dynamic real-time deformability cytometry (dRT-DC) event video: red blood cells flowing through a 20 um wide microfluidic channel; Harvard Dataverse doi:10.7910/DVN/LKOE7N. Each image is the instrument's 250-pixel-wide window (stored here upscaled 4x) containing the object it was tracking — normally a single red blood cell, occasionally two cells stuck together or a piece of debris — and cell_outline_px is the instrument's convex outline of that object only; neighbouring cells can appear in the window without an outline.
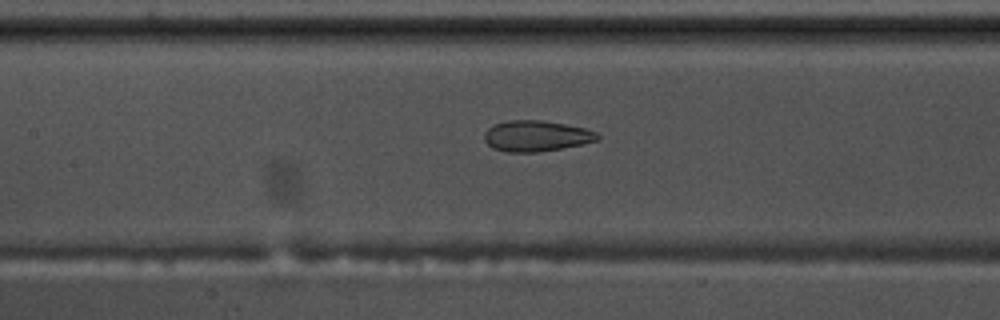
{"species": "common noctule bat (a hibernating species)", "species_latin": "Nyctalus noctula", "temperature_condition": "warm", "stored_images_in_passage": 35, "camera_frame_rate_fps": 3000, "um_per_image_px": 0.085, "animal": {"sex": "male", "body_mass_g": 17.5, "forearm_length_mm": 52.3}, "frame": {"image": 1, "passage_image": 9, "time_ms": 2.667, "image_size_px": [1000, 320], "cell_outline_px": [[600, 136], [596, 140], [584, 144], [540, 152], [508, 152], [492, 148], [484, 140], [484, 132], [488, 128], [496, 124], [508, 120], [540, 120], [564, 124], [584, 128], [596, 132]], "centroid_in_image_um": [45.56, 11.56], "position_along_channel_um": 161.8, "area_um2": 20.29}}
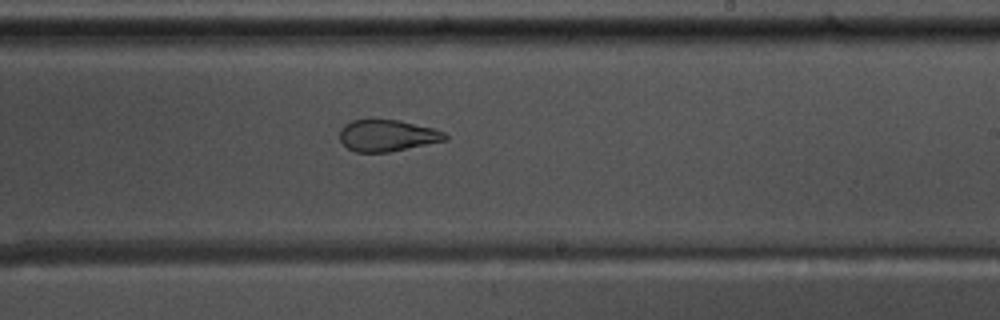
{"frame": {"image": 2, "passage_image": 17, "time_ms": 5.333, "image_size_px": [1000, 320], "cell_outline_px": [[448, 140], [388, 152], [356, 152], [348, 148], [340, 140], [340, 128], [344, 124], [352, 120], [396, 120], [432, 128], [444, 132], [448, 136]], "centroid_in_image_um": [32.9, 11.53], "position_along_channel_um": 256.1, "area_um2": 19.19}}
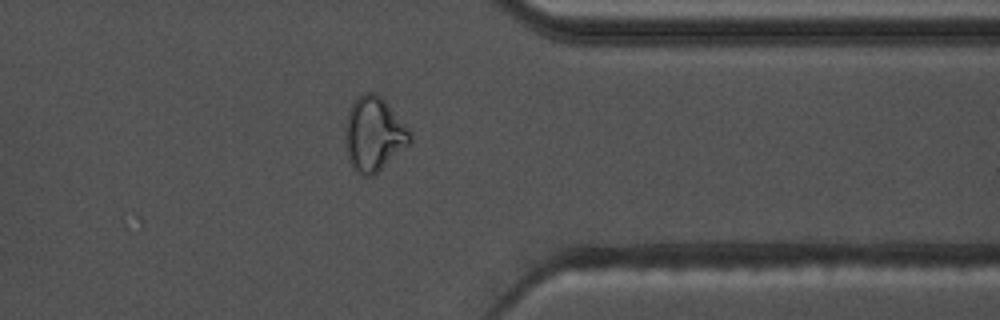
{"frame": {"image": 3, "passage_image": 28, "time_ms": 9.0, "image_size_px": [1000, 320], "cell_outline_px": [[412, 140], [408, 144], [372, 176], [360, 176], [352, 168], [344, 144], [344, 124], [348, 112], [352, 104], [364, 92], [376, 92], [384, 100], [412, 132]], "centroid_in_image_um": [31.73, 11.4], "position_along_channel_um": 379.7, "area_um2": 27.92}, "authors_computed_cell_mechanics": {"area_um2": 20.1144, "velocity_mm_per_s": 3.5573, "shape_relaxation_time_tau1_ms": null, "shape_relaxation_time_tau2_ms": 1.5956, "deformation_change_tau1": null, "deformation_change_tau2": 0.0849}}